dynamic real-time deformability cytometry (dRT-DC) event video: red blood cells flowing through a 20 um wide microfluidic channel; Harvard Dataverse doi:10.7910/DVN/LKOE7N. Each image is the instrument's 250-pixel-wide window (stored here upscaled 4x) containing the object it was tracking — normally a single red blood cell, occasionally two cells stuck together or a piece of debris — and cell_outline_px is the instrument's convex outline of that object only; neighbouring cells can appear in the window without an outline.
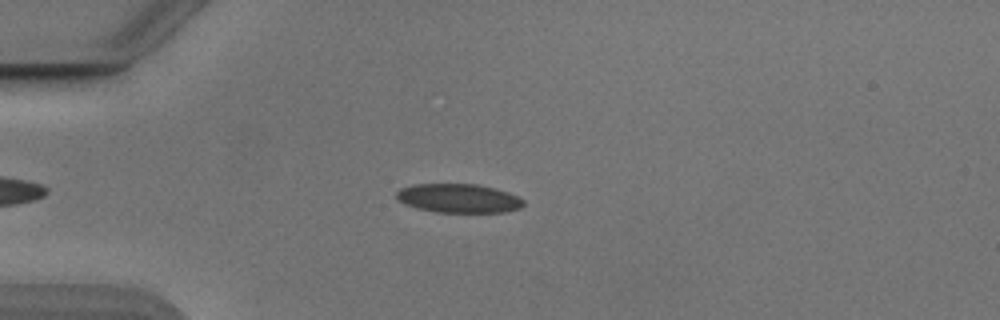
{"species": "Egyptian fruit bat (a non-hibernating species)", "species_latin": "Rousettus aegyptiacus", "temperature_condition": "cold", "stored_images_in_passage": 50, "camera_frame_rate_fps": 3000, "um_per_image_px": 0.085, "animal": {"sex": "male"}, "frame": {"image": 1, "passage_image": 11, "time_ms": 3.333, "image_size_px": [1000, 320], "cell_outline_px": [[524, 204], [520, 208], [504, 212], [436, 212], [416, 208], [404, 204], [396, 200], [396, 192], [400, 188], [412, 184], [480, 184], [496, 188], [508, 192], [524, 200]], "centroid_in_image_um": [38.95, 16.85], "position_along_channel_um": 46.1, "area_um2": 21.62}}
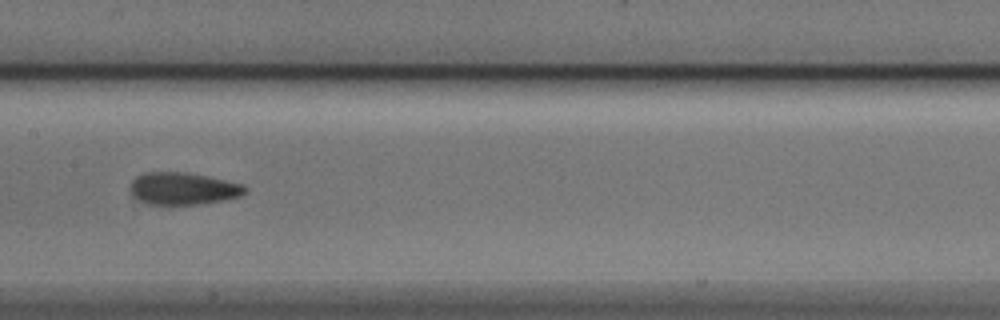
{"frame": {"image": 2, "passage_image": 24, "time_ms": 7.667, "image_size_px": [1000, 320], "cell_outline_px": [[248, 192], [240, 196], [224, 200], [196, 204], [148, 204], [140, 200], [128, 188], [132, 180], [136, 176], [148, 172], [184, 172], [244, 184], [248, 188]], "centroid_in_image_um": [15.58, 16.02], "position_along_channel_um": 191.8, "area_um2": 21.39}}
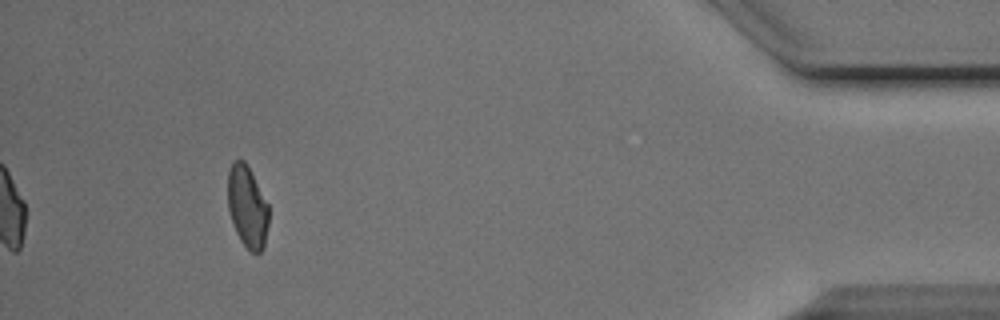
{"frame": {"image": 3, "passage_image": 46, "time_ms": 15.0, "image_size_px": [1000, 320], "cell_outline_px": [[268, 224], [264, 248], [260, 252], [248, 252], [240, 240], [236, 232], [228, 208], [228, 172], [232, 160], [244, 160], [268, 204]], "centroid_in_image_um": [21.01, 17.6], "position_along_channel_um": 414.2, "area_um2": 19.42}, "authors_computed_cell_mechanics": {"area_um2": 21.2704, "velocity_mm_per_s": 3.8685, "shape_relaxation_time_tau1_ms": 6.5469, "shape_relaxation_time_tau2_ms": 2.0262, "deformation_change_tau1": 0.1471, "deformation_change_tau2": 0.0939}}